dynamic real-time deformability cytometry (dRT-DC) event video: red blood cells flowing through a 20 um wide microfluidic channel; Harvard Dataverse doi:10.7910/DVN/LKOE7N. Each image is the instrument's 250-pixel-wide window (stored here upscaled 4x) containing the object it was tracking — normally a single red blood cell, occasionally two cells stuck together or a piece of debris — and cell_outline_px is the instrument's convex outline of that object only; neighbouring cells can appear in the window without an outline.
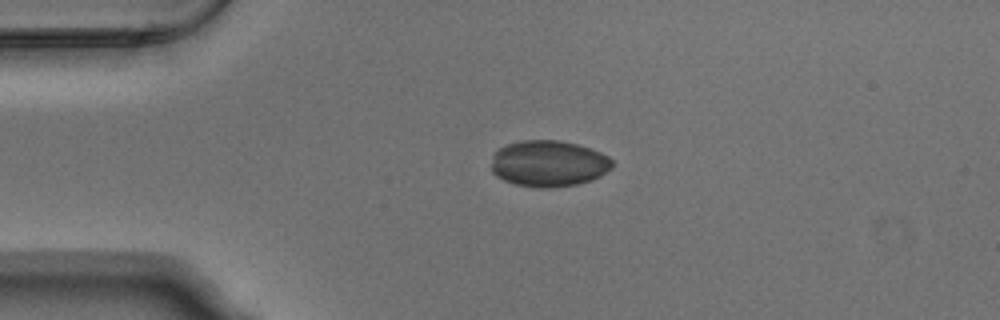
{"species": "Egyptian fruit bat (a non-hibernating species)", "species_latin": "Rousettus aegyptiacus", "temperature_condition": "warm", "stored_images_in_passage": 2, "camera_frame_rate_fps": 3000, "um_per_image_px": 0.085, "animal": {"sex": "male"}, "frame": {"image": 1, "passage_image": 1, "time_ms": 0.0, "image_size_px": [1000, 320], "cell_outline_px": [[612, 168], [600, 176], [592, 180], [576, 184], [548, 188], [540, 188], [516, 184], [504, 180], [496, 176], [492, 172], [492, 156], [504, 144], [520, 140], [560, 140], [576, 144], [600, 152], [608, 156], [612, 160]], "centroid_in_image_um": [46.62, 13.89], "position_along_channel_um": 38.4, "area_um2": 32.66}}